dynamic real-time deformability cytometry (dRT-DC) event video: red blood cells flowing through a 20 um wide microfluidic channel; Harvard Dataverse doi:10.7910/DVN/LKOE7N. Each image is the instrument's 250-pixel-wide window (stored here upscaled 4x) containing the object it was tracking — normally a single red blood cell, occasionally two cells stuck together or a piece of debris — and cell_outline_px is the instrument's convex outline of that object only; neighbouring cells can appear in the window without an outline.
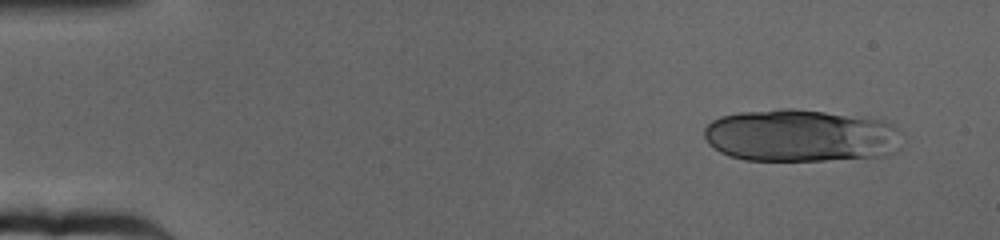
{"species": "human", "species_latin": "Homo sapiens", "temperature_condition": "cold", "stored_images_in_passage": 63, "camera_frame_rate_fps": 3000, "um_per_image_px": 0.085, "donor": {"sex": "female"}, "frame": {"image": 1, "passage_image": 5, "time_ms": 1.333, "image_size_px": [1000, 240], "cell_outline_px": [[896, 152], [884, 156], [824, 160], [744, 160], [728, 156], [720, 152], [708, 144], [704, 136], [704, 128], [712, 120], [720, 116], [740, 112], [780, 108], [792, 108], [824, 112], [880, 120], [892, 124], [896, 128]], "centroid_in_image_um": [67.95, 11.53], "position_along_channel_um": 17.1, "area_um2": 60.17}}
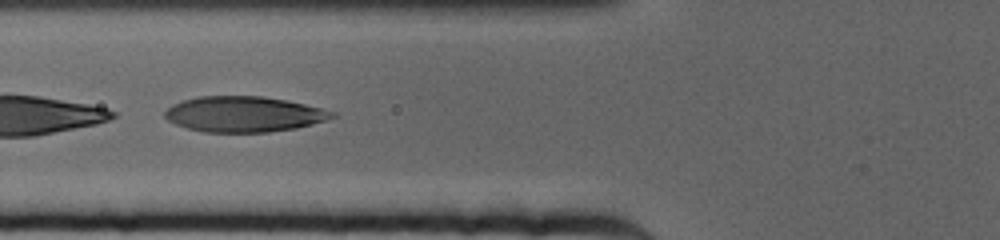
{"frame": {"image": 2, "passage_image": 25, "time_ms": 8.0, "image_size_px": [1000, 240], "cell_outline_px": [[336, 116], [312, 124], [296, 128], [268, 132], [204, 132], [188, 128], [176, 124], [168, 120], [164, 116], [164, 112], [172, 104], [196, 96], [260, 96], [284, 100], [304, 104], [336, 112]], "centroid_in_image_um": [20.7, 9.7], "position_along_channel_um": 105.1, "area_um2": 34.45}}
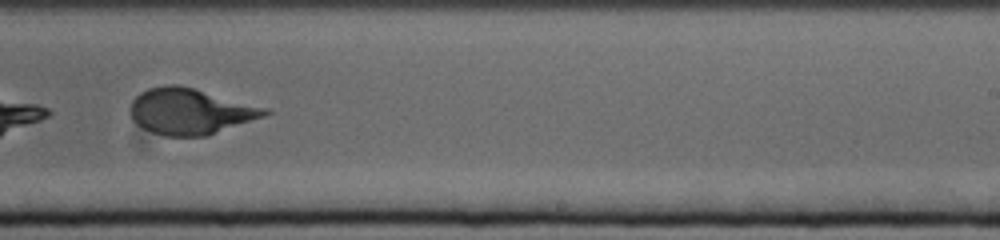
{"frame": {"image": 3, "passage_image": 41, "time_ms": 13.333, "image_size_px": [1000, 240], "cell_outline_px": [[272, 112], [264, 116], [208, 136], [164, 136], [152, 132], [136, 124], [132, 120], [128, 108], [132, 100], [140, 92], [148, 88], [168, 84], [176, 84], [192, 88], [268, 108]], "centroid_in_image_um": [16.13, 9.47], "position_along_channel_um": 272.9, "area_um2": 36.07}, "authors_computed_cell_mechanics": {"area_um2": 36.125, "velocity_mm_per_s": 3.1569, "shape_relaxation_time_tau1_ms": 2.3369, "shape_relaxation_time_tau2_ms": 1.2107, "deformation_change_tau1": 0.3457, "deformation_change_tau2": 0.0757}}